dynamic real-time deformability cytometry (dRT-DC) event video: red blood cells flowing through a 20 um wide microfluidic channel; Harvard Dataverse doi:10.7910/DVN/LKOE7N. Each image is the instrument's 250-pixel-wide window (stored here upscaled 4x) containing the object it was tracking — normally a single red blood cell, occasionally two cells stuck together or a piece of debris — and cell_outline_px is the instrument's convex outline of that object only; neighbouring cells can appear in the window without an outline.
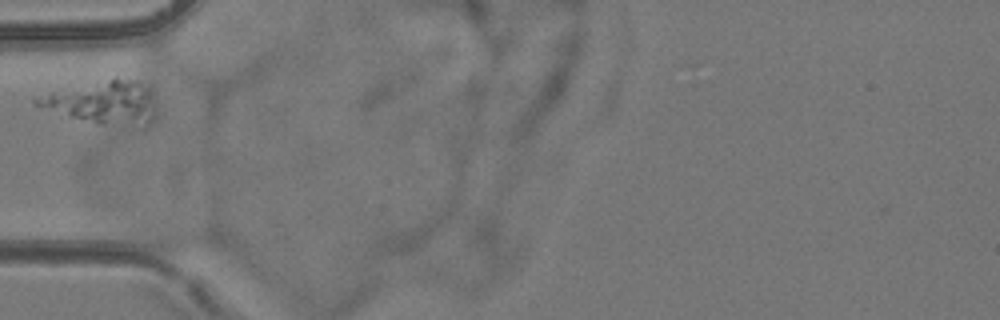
{"species": "common noctule bat (a hibernating species)", "species_latin": "Nyctalus noctula", "temperature_condition": "room temperature", "stored_images_in_passage": 2, "camera_frame_rate_fps": 3000, "um_per_image_px": 0.085, "animal": {"sex": "female", "body_mass_g": 24.6, "forearm_length_mm": 56.2}, "frame": {"image": 1, "passage_image": 1, "time_ms": 0.0, "image_size_px": [1000, 320], "cell_outline_px": [[152, 116], [148, 124], [144, 128], [100, 124], [68, 116], [32, 104], [32, 100], [52, 92], [116, 72], [148, 88]], "centroid_in_image_um": [8.72, 8.64], "position_along_channel_um": 76.3, "area_um2": 30.29}}